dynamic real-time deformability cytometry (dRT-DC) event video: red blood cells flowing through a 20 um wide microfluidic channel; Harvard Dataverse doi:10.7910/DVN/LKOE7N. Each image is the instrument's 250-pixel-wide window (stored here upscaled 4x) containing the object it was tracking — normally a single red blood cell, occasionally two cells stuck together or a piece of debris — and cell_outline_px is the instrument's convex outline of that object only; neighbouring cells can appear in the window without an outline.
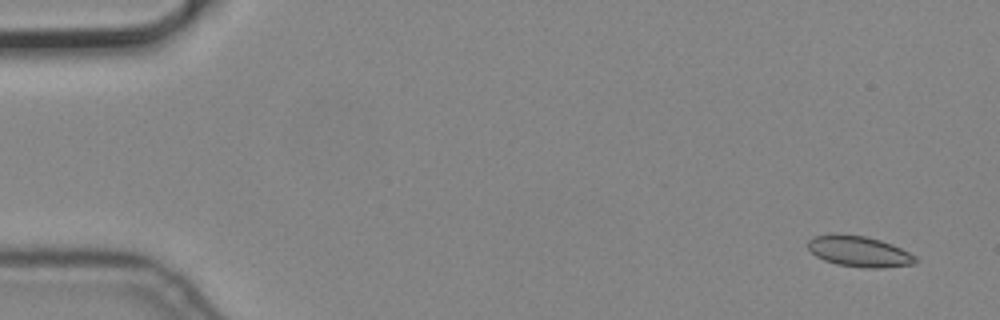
{"species": "common noctule bat (a hibernating species)", "species_latin": "Nyctalus noctula", "temperature_condition": "cold", "stored_images_in_passage": 5, "camera_frame_rate_fps": 3000, "um_per_image_px": 0.085, "animal": {"sex": "male", "body_mass_g": 19.2, "forearm_length_mm": 51.8}, "frame": {"image": 1, "passage_image": 1, "time_ms": 0.0, "image_size_px": [1000, 320], "cell_outline_px": [[920, 260], [916, 264], [880, 268], [864, 268], [836, 264], [824, 260], [816, 256], [808, 248], [808, 240], [812, 236], [864, 236], [880, 240], [892, 244], [916, 256]], "centroid_in_image_um": [73.09, 21.41], "position_along_channel_um": 11.9, "area_um2": 18.9}}
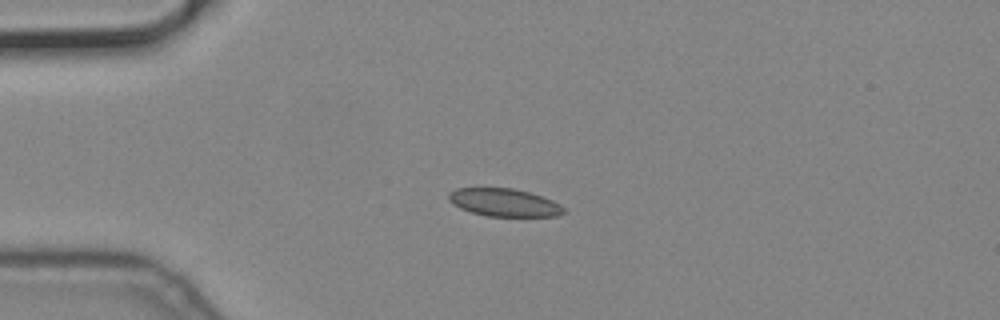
{"frame": {"image": 2, "passage_image": 4, "time_ms": 1.0, "image_size_px": [1000, 320], "cell_outline_px": [[568, 212], [556, 216], [488, 216], [472, 212], [460, 208], [452, 204], [448, 200], [448, 192], [456, 188], [512, 188], [528, 192], [552, 200], [560, 204]], "centroid_in_image_um": [42.84, 17.21], "position_along_channel_um": 42.2, "area_um2": 18.67}}